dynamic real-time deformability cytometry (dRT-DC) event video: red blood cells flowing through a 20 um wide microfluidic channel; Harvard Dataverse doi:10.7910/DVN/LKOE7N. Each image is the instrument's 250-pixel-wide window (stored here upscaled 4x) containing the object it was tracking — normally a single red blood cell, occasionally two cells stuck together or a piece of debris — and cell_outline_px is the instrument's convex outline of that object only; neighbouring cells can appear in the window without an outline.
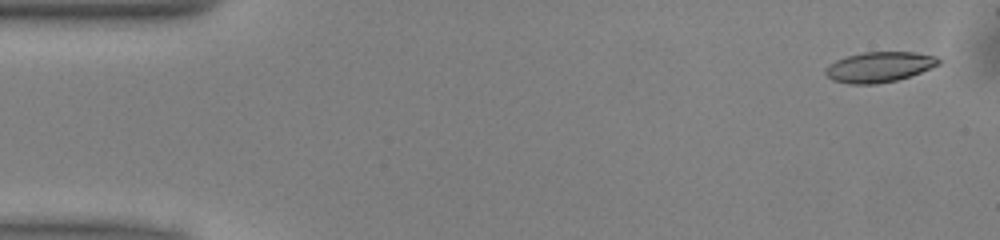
{"species": "common noctule bat (a hibernating species)", "species_latin": "Nyctalus noctula", "temperature_condition": "warm", "stored_images_in_passage": 45, "camera_frame_rate_fps": 3000, "um_per_image_px": 0.085, "animal": {"sex": "male", "body_mass_g": 13.0, "forearm_length_mm": 53.1}, "frame": {"image": 1, "passage_image": 2, "time_ms": 0.333, "image_size_px": [1000, 240], "cell_outline_px": [[940, 64], [920, 72], [896, 80], [876, 84], [848, 84], [832, 80], [824, 72], [824, 68], [828, 64], [836, 60], [848, 56], [864, 52], [916, 52], [936, 56], [940, 60]], "centroid_in_image_um": [74.71, 5.69], "position_along_channel_um": 10.3, "area_um2": 19.94}}
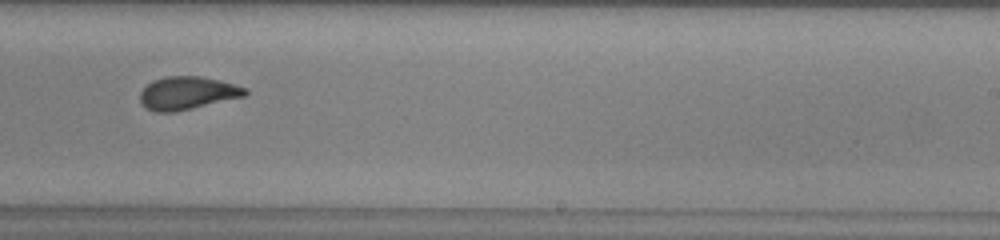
{"frame": {"image": 2, "passage_image": 31, "time_ms": 10.0, "image_size_px": [1000, 240], "cell_outline_px": [[248, 92], [244, 96], [192, 108], [172, 112], [156, 112], [148, 108], [140, 100], [140, 92], [152, 80], [164, 76], [200, 76], [220, 80], [248, 88]], "centroid_in_image_um": [15.93, 7.89], "position_along_channel_um": 273.1, "area_um2": 20.0}}
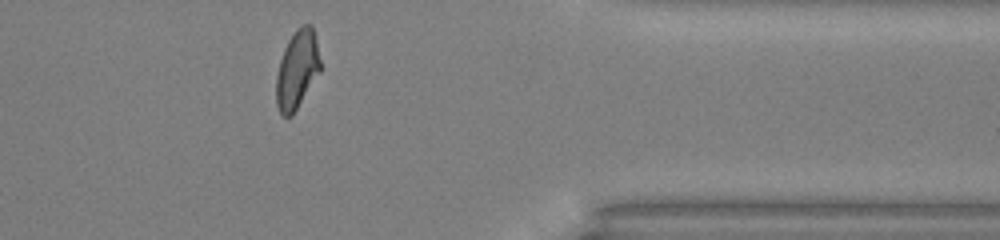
{"frame": {"image": 3, "passage_image": 41, "time_ms": 13.333, "image_size_px": [1000, 240], "cell_outline_px": [[320, 72], [292, 116], [284, 116], [280, 112], [276, 104], [276, 76], [280, 60], [284, 48], [288, 40], [296, 28], [300, 24], [312, 24], [316, 40], [320, 60]], "centroid_in_image_um": [25.25, 5.89], "position_along_channel_um": 386.2, "area_um2": 20.17}, "authors_computed_cell_mechanics": {"area_um2": 20.1722, "velocity_mm_per_s": 4.0046, "shape_relaxation_time_tau1_ms": 4.7535, "shape_relaxation_time_tau2_ms": 1.91, "deformation_change_tau1": 0.1893, "deformation_change_tau2": 0.093}}